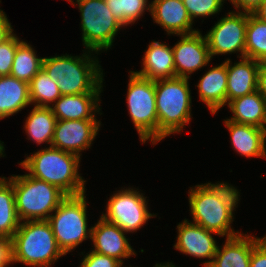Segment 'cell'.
<instances>
[{
    "mask_svg": "<svg viewBox=\"0 0 266 267\" xmlns=\"http://www.w3.org/2000/svg\"><path fill=\"white\" fill-rule=\"evenodd\" d=\"M257 91L266 100V62H260L258 67Z\"/></svg>",
    "mask_w": 266,
    "mask_h": 267,
    "instance_id": "cell-38",
    "label": "cell"
},
{
    "mask_svg": "<svg viewBox=\"0 0 266 267\" xmlns=\"http://www.w3.org/2000/svg\"><path fill=\"white\" fill-rule=\"evenodd\" d=\"M81 13L82 42L85 49L104 51L112 47L113 39L122 28L104 0H76Z\"/></svg>",
    "mask_w": 266,
    "mask_h": 267,
    "instance_id": "cell-9",
    "label": "cell"
},
{
    "mask_svg": "<svg viewBox=\"0 0 266 267\" xmlns=\"http://www.w3.org/2000/svg\"><path fill=\"white\" fill-rule=\"evenodd\" d=\"M99 95H62L50 108L57 120H97L95 113L102 114Z\"/></svg>",
    "mask_w": 266,
    "mask_h": 267,
    "instance_id": "cell-18",
    "label": "cell"
},
{
    "mask_svg": "<svg viewBox=\"0 0 266 267\" xmlns=\"http://www.w3.org/2000/svg\"><path fill=\"white\" fill-rule=\"evenodd\" d=\"M253 14L260 20L266 22V0H263L260 7Z\"/></svg>",
    "mask_w": 266,
    "mask_h": 267,
    "instance_id": "cell-39",
    "label": "cell"
},
{
    "mask_svg": "<svg viewBox=\"0 0 266 267\" xmlns=\"http://www.w3.org/2000/svg\"><path fill=\"white\" fill-rule=\"evenodd\" d=\"M229 1L235 6L236 9H238V11L248 14H253L263 2V0H229Z\"/></svg>",
    "mask_w": 266,
    "mask_h": 267,
    "instance_id": "cell-36",
    "label": "cell"
},
{
    "mask_svg": "<svg viewBox=\"0 0 266 267\" xmlns=\"http://www.w3.org/2000/svg\"><path fill=\"white\" fill-rule=\"evenodd\" d=\"M13 28L5 12L0 9V44L13 34Z\"/></svg>",
    "mask_w": 266,
    "mask_h": 267,
    "instance_id": "cell-37",
    "label": "cell"
},
{
    "mask_svg": "<svg viewBox=\"0 0 266 267\" xmlns=\"http://www.w3.org/2000/svg\"><path fill=\"white\" fill-rule=\"evenodd\" d=\"M22 41L13 33L7 40L0 44V76L10 75L15 51Z\"/></svg>",
    "mask_w": 266,
    "mask_h": 267,
    "instance_id": "cell-32",
    "label": "cell"
},
{
    "mask_svg": "<svg viewBox=\"0 0 266 267\" xmlns=\"http://www.w3.org/2000/svg\"><path fill=\"white\" fill-rule=\"evenodd\" d=\"M177 242L173 246L182 254L195 258H208L209 261L203 263L204 267H209L217 250V242L213 238L214 232L208 231L202 226L184 219L177 225Z\"/></svg>",
    "mask_w": 266,
    "mask_h": 267,
    "instance_id": "cell-14",
    "label": "cell"
},
{
    "mask_svg": "<svg viewBox=\"0 0 266 267\" xmlns=\"http://www.w3.org/2000/svg\"><path fill=\"white\" fill-rule=\"evenodd\" d=\"M3 153H4V146H3V142L1 143V141H0V157H4Z\"/></svg>",
    "mask_w": 266,
    "mask_h": 267,
    "instance_id": "cell-41",
    "label": "cell"
},
{
    "mask_svg": "<svg viewBox=\"0 0 266 267\" xmlns=\"http://www.w3.org/2000/svg\"><path fill=\"white\" fill-rule=\"evenodd\" d=\"M15 195L12 182L6 177L0 178V236L13 238L19 228Z\"/></svg>",
    "mask_w": 266,
    "mask_h": 267,
    "instance_id": "cell-26",
    "label": "cell"
},
{
    "mask_svg": "<svg viewBox=\"0 0 266 267\" xmlns=\"http://www.w3.org/2000/svg\"><path fill=\"white\" fill-rule=\"evenodd\" d=\"M155 267H175V265L172 264V262H167V263H161V264H156Z\"/></svg>",
    "mask_w": 266,
    "mask_h": 267,
    "instance_id": "cell-40",
    "label": "cell"
},
{
    "mask_svg": "<svg viewBox=\"0 0 266 267\" xmlns=\"http://www.w3.org/2000/svg\"><path fill=\"white\" fill-rule=\"evenodd\" d=\"M87 51L82 56L66 53L43 58L42 69L57 83L61 95L100 94L103 91V71L98 59L92 58V52Z\"/></svg>",
    "mask_w": 266,
    "mask_h": 267,
    "instance_id": "cell-2",
    "label": "cell"
},
{
    "mask_svg": "<svg viewBox=\"0 0 266 267\" xmlns=\"http://www.w3.org/2000/svg\"><path fill=\"white\" fill-rule=\"evenodd\" d=\"M29 89L31 103L38 107H51L62 96L57 83L43 69L31 80Z\"/></svg>",
    "mask_w": 266,
    "mask_h": 267,
    "instance_id": "cell-29",
    "label": "cell"
},
{
    "mask_svg": "<svg viewBox=\"0 0 266 267\" xmlns=\"http://www.w3.org/2000/svg\"><path fill=\"white\" fill-rule=\"evenodd\" d=\"M147 204L143 193L133 188L121 189L109 198L106 213L101 217L116 224L125 233H133L155 216L148 211Z\"/></svg>",
    "mask_w": 266,
    "mask_h": 267,
    "instance_id": "cell-10",
    "label": "cell"
},
{
    "mask_svg": "<svg viewBox=\"0 0 266 267\" xmlns=\"http://www.w3.org/2000/svg\"><path fill=\"white\" fill-rule=\"evenodd\" d=\"M187 12L194 18L208 17L221 11L225 0H182ZM223 2V3H222Z\"/></svg>",
    "mask_w": 266,
    "mask_h": 267,
    "instance_id": "cell-31",
    "label": "cell"
},
{
    "mask_svg": "<svg viewBox=\"0 0 266 267\" xmlns=\"http://www.w3.org/2000/svg\"><path fill=\"white\" fill-rule=\"evenodd\" d=\"M56 121L57 119L50 107L34 106L24 125L29 136L28 140L39 145L45 142L51 147Z\"/></svg>",
    "mask_w": 266,
    "mask_h": 267,
    "instance_id": "cell-25",
    "label": "cell"
},
{
    "mask_svg": "<svg viewBox=\"0 0 266 267\" xmlns=\"http://www.w3.org/2000/svg\"><path fill=\"white\" fill-rule=\"evenodd\" d=\"M12 263L50 267L64 256L59 249L48 220L20 222L11 239Z\"/></svg>",
    "mask_w": 266,
    "mask_h": 267,
    "instance_id": "cell-4",
    "label": "cell"
},
{
    "mask_svg": "<svg viewBox=\"0 0 266 267\" xmlns=\"http://www.w3.org/2000/svg\"><path fill=\"white\" fill-rule=\"evenodd\" d=\"M12 264L11 239L0 236V267Z\"/></svg>",
    "mask_w": 266,
    "mask_h": 267,
    "instance_id": "cell-35",
    "label": "cell"
},
{
    "mask_svg": "<svg viewBox=\"0 0 266 267\" xmlns=\"http://www.w3.org/2000/svg\"><path fill=\"white\" fill-rule=\"evenodd\" d=\"M143 68L136 71L137 75L153 81L175 77L173 49L159 41L148 45L143 56Z\"/></svg>",
    "mask_w": 266,
    "mask_h": 267,
    "instance_id": "cell-21",
    "label": "cell"
},
{
    "mask_svg": "<svg viewBox=\"0 0 266 267\" xmlns=\"http://www.w3.org/2000/svg\"><path fill=\"white\" fill-rule=\"evenodd\" d=\"M80 267H122L123 264L116 258L103 255L91 250L87 255H84Z\"/></svg>",
    "mask_w": 266,
    "mask_h": 267,
    "instance_id": "cell-33",
    "label": "cell"
},
{
    "mask_svg": "<svg viewBox=\"0 0 266 267\" xmlns=\"http://www.w3.org/2000/svg\"><path fill=\"white\" fill-rule=\"evenodd\" d=\"M245 58L266 62V22L247 13Z\"/></svg>",
    "mask_w": 266,
    "mask_h": 267,
    "instance_id": "cell-28",
    "label": "cell"
},
{
    "mask_svg": "<svg viewBox=\"0 0 266 267\" xmlns=\"http://www.w3.org/2000/svg\"><path fill=\"white\" fill-rule=\"evenodd\" d=\"M150 4L154 22L161 25L168 35L180 36L199 31L192 28L193 22L182 0H156Z\"/></svg>",
    "mask_w": 266,
    "mask_h": 267,
    "instance_id": "cell-16",
    "label": "cell"
},
{
    "mask_svg": "<svg viewBox=\"0 0 266 267\" xmlns=\"http://www.w3.org/2000/svg\"><path fill=\"white\" fill-rule=\"evenodd\" d=\"M181 39L173 49L175 77L190 78V74L209 64L213 58L210 55L205 35L200 31L180 35Z\"/></svg>",
    "mask_w": 266,
    "mask_h": 267,
    "instance_id": "cell-13",
    "label": "cell"
},
{
    "mask_svg": "<svg viewBox=\"0 0 266 267\" xmlns=\"http://www.w3.org/2000/svg\"><path fill=\"white\" fill-rule=\"evenodd\" d=\"M250 267H266V235L252 249Z\"/></svg>",
    "mask_w": 266,
    "mask_h": 267,
    "instance_id": "cell-34",
    "label": "cell"
},
{
    "mask_svg": "<svg viewBox=\"0 0 266 267\" xmlns=\"http://www.w3.org/2000/svg\"><path fill=\"white\" fill-rule=\"evenodd\" d=\"M19 165L29 171V176L58 187L67 196L86 193V180L78 172V155L49 146L29 155Z\"/></svg>",
    "mask_w": 266,
    "mask_h": 267,
    "instance_id": "cell-3",
    "label": "cell"
},
{
    "mask_svg": "<svg viewBox=\"0 0 266 267\" xmlns=\"http://www.w3.org/2000/svg\"><path fill=\"white\" fill-rule=\"evenodd\" d=\"M246 27L247 13L244 12H228L218 20L205 35L211 57L240 52L238 58H245Z\"/></svg>",
    "mask_w": 266,
    "mask_h": 267,
    "instance_id": "cell-11",
    "label": "cell"
},
{
    "mask_svg": "<svg viewBox=\"0 0 266 267\" xmlns=\"http://www.w3.org/2000/svg\"><path fill=\"white\" fill-rule=\"evenodd\" d=\"M67 1H69L70 3H72L73 6H76V5L73 4L74 2L72 0H67Z\"/></svg>",
    "mask_w": 266,
    "mask_h": 267,
    "instance_id": "cell-42",
    "label": "cell"
},
{
    "mask_svg": "<svg viewBox=\"0 0 266 267\" xmlns=\"http://www.w3.org/2000/svg\"><path fill=\"white\" fill-rule=\"evenodd\" d=\"M43 58H39L30 44L22 41L14 54L10 76L30 83L42 69Z\"/></svg>",
    "mask_w": 266,
    "mask_h": 267,
    "instance_id": "cell-27",
    "label": "cell"
},
{
    "mask_svg": "<svg viewBox=\"0 0 266 267\" xmlns=\"http://www.w3.org/2000/svg\"><path fill=\"white\" fill-rule=\"evenodd\" d=\"M8 179L13 185L16 212L22 222L48 220L49 216L67 197L58 187L28 174L13 175Z\"/></svg>",
    "mask_w": 266,
    "mask_h": 267,
    "instance_id": "cell-6",
    "label": "cell"
},
{
    "mask_svg": "<svg viewBox=\"0 0 266 267\" xmlns=\"http://www.w3.org/2000/svg\"><path fill=\"white\" fill-rule=\"evenodd\" d=\"M124 233L119 226L100 216L97 224L92 226L91 240L94 247L92 251L116 258L123 264L122 259L136 255Z\"/></svg>",
    "mask_w": 266,
    "mask_h": 267,
    "instance_id": "cell-15",
    "label": "cell"
},
{
    "mask_svg": "<svg viewBox=\"0 0 266 267\" xmlns=\"http://www.w3.org/2000/svg\"><path fill=\"white\" fill-rule=\"evenodd\" d=\"M31 103L29 83L0 76V119L12 116Z\"/></svg>",
    "mask_w": 266,
    "mask_h": 267,
    "instance_id": "cell-24",
    "label": "cell"
},
{
    "mask_svg": "<svg viewBox=\"0 0 266 267\" xmlns=\"http://www.w3.org/2000/svg\"><path fill=\"white\" fill-rule=\"evenodd\" d=\"M127 89V108L142 143L158 142V115L156 111L155 81L130 71Z\"/></svg>",
    "mask_w": 266,
    "mask_h": 267,
    "instance_id": "cell-8",
    "label": "cell"
},
{
    "mask_svg": "<svg viewBox=\"0 0 266 267\" xmlns=\"http://www.w3.org/2000/svg\"><path fill=\"white\" fill-rule=\"evenodd\" d=\"M113 16L124 26L134 24L143 16L145 10L150 12L148 0H104ZM147 5V6H146Z\"/></svg>",
    "mask_w": 266,
    "mask_h": 267,
    "instance_id": "cell-30",
    "label": "cell"
},
{
    "mask_svg": "<svg viewBox=\"0 0 266 267\" xmlns=\"http://www.w3.org/2000/svg\"><path fill=\"white\" fill-rule=\"evenodd\" d=\"M188 78L174 77L155 81L158 142L179 133L190 123L191 92Z\"/></svg>",
    "mask_w": 266,
    "mask_h": 267,
    "instance_id": "cell-5",
    "label": "cell"
},
{
    "mask_svg": "<svg viewBox=\"0 0 266 267\" xmlns=\"http://www.w3.org/2000/svg\"><path fill=\"white\" fill-rule=\"evenodd\" d=\"M229 183L211 182L196 185L188 192L193 223L226 238L240 235L233 230V211L239 201V191Z\"/></svg>",
    "mask_w": 266,
    "mask_h": 267,
    "instance_id": "cell-1",
    "label": "cell"
},
{
    "mask_svg": "<svg viewBox=\"0 0 266 267\" xmlns=\"http://www.w3.org/2000/svg\"><path fill=\"white\" fill-rule=\"evenodd\" d=\"M227 105L234 115L228 120L266 129V100L257 90L235 98Z\"/></svg>",
    "mask_w": 266,
    "mask_h": 267,
    "instance_id": "cell-23",
    "label": "cell"
},
{
    "mask_svg": "<svg viewBox=\"0 0 266 267\" xmlns=\"http://www.w3.org/2000/svg\"><path fill=\"white\" fill-rule=\"evenodd\" d=\"M227 78L225 61L206 71L196 85L199 89L200 100L206 103L213 115L227 104Z\"/></svg>",
    "mask_w": 266,
    "mask_h": 267,
    "instance_id": "cell-22",
    "label": "cell"
},
{
    "mask_svg": "<svg viewBox=\"0 0 266 267\" xmlns=\"http://www.w3.org/2000/svg\"><path fill=\"white\" fill-rule=\"evenodd\" d=\"M240 234L226 238L223 246L217 247L209 267H250L252 249L263 239Z\"/></svg>",
    "mask_w": 266,
    "mask_h": 267,
    "instance_id": "cell-17",
    "label": "cell"
},
{
    "mask_svg": "<svg viewBox=\"0 0 266 267\" xmlns=\"http://www.w3.org/2000/svg\"><path fill=\"white\" fill-rule=\"evenodd\" d=\"M259 65L260 62L250 58H241V61L234 65L230 59L226 60L228 103L257 90Z\"/></svg>",
    "mask_w": 266,
    "mask_h": 267,
    "instance_id": "cell-19",
    "label": "cell"
},
{
    "mask_svg": "<svg viewBox=\"0 0 266 267\" xmlns=\"http://www.w3.org/2000/svg\"><path fill=\"white\" fill-rule=\"evenodd\" d=\"M100 120H57L51 147L81 156L91 147L100 128Z\"/></svg>",
    "mask_w": 266,
    "mask_h": 267,
    "instance_id": "cell-12",
    "label": "cell"
},
{
    "mask_svg": "<svg viewBox=\"0 0 266 267\" xmlns=\"http://www.w3.org/2000/svg\"><path fill=\"white\" fill-rule=\"evenodd\" d=\"M234 150L245 157L266 158V129L224 120Z\"/></svg>",
    "mask_w": 266,
    "mask_h": 267,
    "instance_id": "cell-20",
    "label": "cell"
},
{
    "mask_svg": "<svg viewBox=\"0 0 266 267\" xmlns=\"http://www.w3.org/2000/svg\"><path fill=\"white\" fill-rule=\"evenodd\" d=\"M85 193L67 196L48 218L59 249L66 255L92 234L88 227Z\"/></svg>",
    "mask_w": 266,
    "mask_h": 267,
    "instance_id": "cell-7",
    "label": "cell"
}]
</instances>
